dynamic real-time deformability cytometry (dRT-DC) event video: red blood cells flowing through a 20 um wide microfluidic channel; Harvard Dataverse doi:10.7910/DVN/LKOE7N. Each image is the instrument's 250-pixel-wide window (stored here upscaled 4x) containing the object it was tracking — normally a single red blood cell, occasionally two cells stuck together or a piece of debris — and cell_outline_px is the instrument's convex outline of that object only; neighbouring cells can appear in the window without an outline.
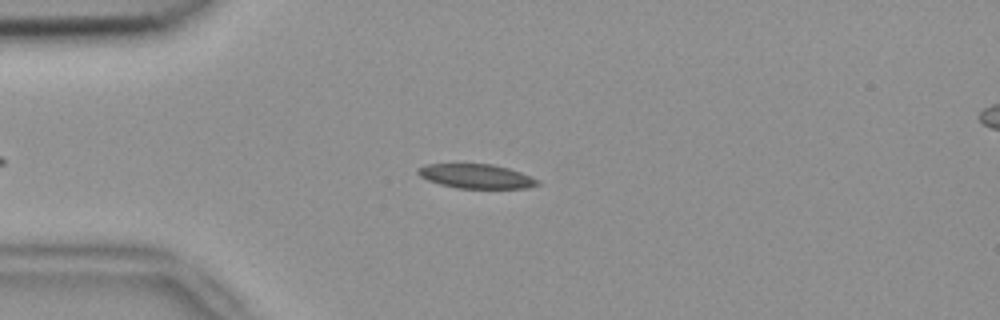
{"species": "common noctule bat (a hibernating species)", "species_latin": "Nyctalus noctula", "temperature_condition": "room temperature", "stored_images_in_passage": 41, "camera_frame_rate_fps": 3000, "um_per_image_px": 0.085, "animal": {"sex": "female", "body_mass_g": 18.4}, "frame": {"image": 1, "passage_image": 5, "time_ms": 1.333, "image_size_px": [1000, 320], "cell_outline_px": [[540, 184], [528, 188], [456, 188], [440, 184], [428, 180], [420, 176], [416, 172], [416, 168], [424, 164], [492, 164], [508, 168], [532, 176], [540, 180]], "centroid_in_image_um": [40.48, 14.98], "position_along_channel_um": 44.5, "area_um2": 17.05}}
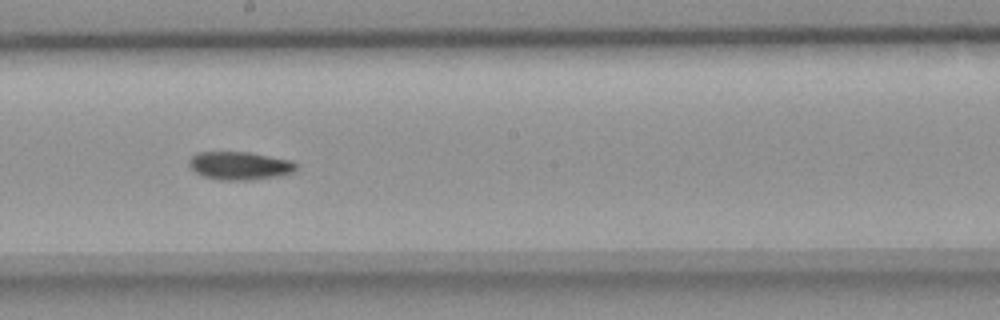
{"frame": {"image": 2, "passage_image": 21, "time_ms": 6.667, "image_size_px": [1000, 320], "cell_outline_px": [[300, 168], [296, 172], [280, 176], [248, 180], [220, 180], [204, 176], [196, 172], [188, 164], [188, 160], [196, 152], [248, 152], [292, 160], [300, 164]], "centroid_in_image_um": [20.46, 14.08], "position_along_channel_um": 227.7, "area_um2": 17.86}}
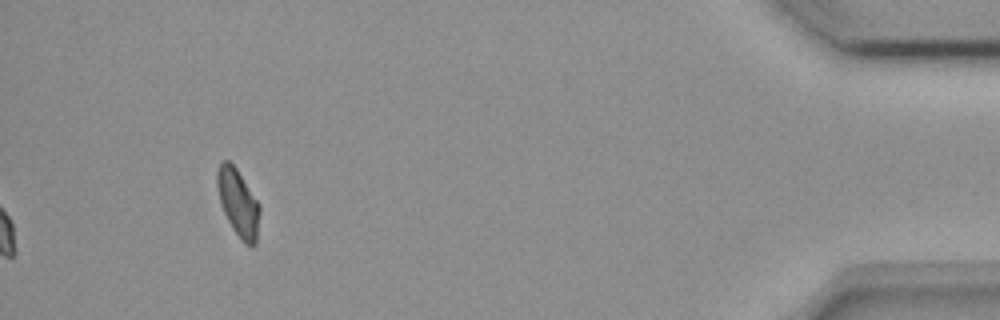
{"frame": {"image": 3, "passage_image": 41, "time_ms": 13.333, "image_size_px": [1000, 320], "cell_outline_px": [[260, 212], [256, 244], [252, 248], [244, 244], [232, 228], [224, 212], [220, 200], [216, 184], [216, 172], [220, 164], [224, 160], [228, 160], [236, 168], [260, 204]], "centroid_in_image_um": [20.26, 17.27], "position_along_channel_um": 414.9, "area_um2": 16.7}}